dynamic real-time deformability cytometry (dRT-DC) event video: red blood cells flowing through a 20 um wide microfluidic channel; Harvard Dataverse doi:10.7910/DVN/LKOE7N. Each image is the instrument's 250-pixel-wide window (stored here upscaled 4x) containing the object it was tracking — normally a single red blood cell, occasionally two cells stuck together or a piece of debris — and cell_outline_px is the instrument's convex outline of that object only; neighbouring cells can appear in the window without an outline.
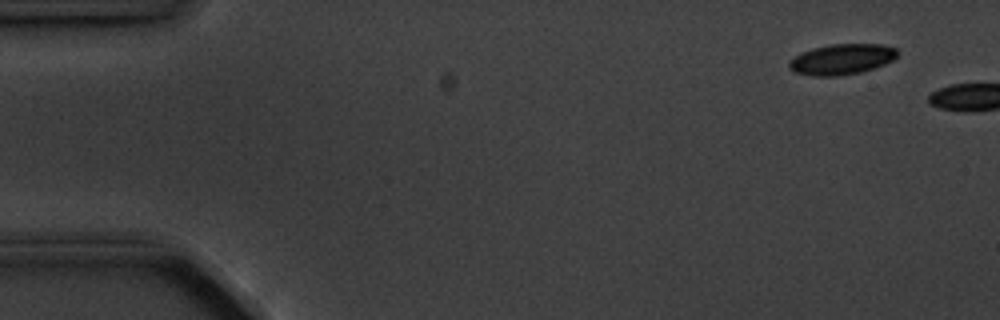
{"species": "common noctule bat (a hibernating species)", "species_latin": "Nyctalus noctula", "temperature_condition": "cold", "stored_images_in_passage": 2, "camera_frame_rate_fps": 3000, "um_per_image_px": 0.085, "animal": {"sex": "male", "body_mass_g": 20.1, "forearm_length_mm": 53.5}, "frame": {"image": 1, "passage_image": 1, "time_ms": 0.0, "image_size_px": [1000, 320], "cell_outline_px": [[896, 56], [892, 60], [884, 64], [860, 72], [840, 76], [812, 76], [796, 72], [788, 68], [788, 60], [812, 48], [832, 44], [880, 44], [896, 48]], "centroid_in_image_um": [71.51, 5.04], "position_along_channel_um": 13.5, "area_um2": 19.13}}